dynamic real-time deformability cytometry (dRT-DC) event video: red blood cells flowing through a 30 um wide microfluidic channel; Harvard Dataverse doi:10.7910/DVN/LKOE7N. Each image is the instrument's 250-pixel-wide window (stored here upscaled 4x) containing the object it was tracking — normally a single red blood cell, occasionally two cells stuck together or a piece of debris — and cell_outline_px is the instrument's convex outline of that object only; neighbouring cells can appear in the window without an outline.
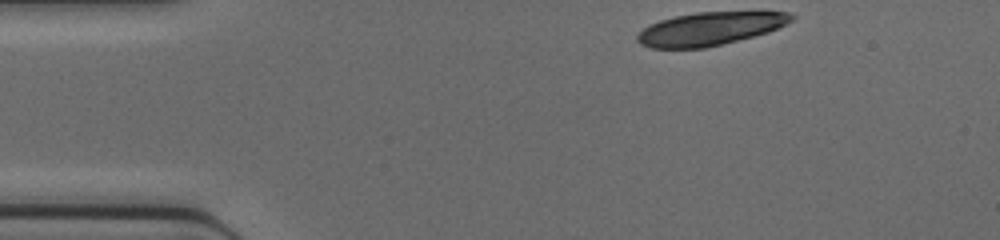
{"species": "common noctule bat (a hibernating species)", "species_latin": "Nyctalus noctula", "temperature_condition": "cold", "stored_images_in_passage": 10, "camera_frame_rate_fps": 3000, "um_per_image_px": 0.085, "animal": {"sex": "female", "body_mass_g": 17.0, "forearm_length_mm": 48.0}, "frame": {"image": 1, "passage_image": 1, "time_ms": 0.0, "image_size_px": [1000, 240], "cell_outline_px": [[796, 16], [792, 20], [768, 32], [704, 48], [652, 48], [640, 44], [636, 40], [636, 36], [648, 24], [660, 20], [676, 16], [696, 12], [788, 12]], "centroid_in_image_um": [60.29, 2.44], "position_along_channel_um": 24.7, "area_um2": 29.36}}